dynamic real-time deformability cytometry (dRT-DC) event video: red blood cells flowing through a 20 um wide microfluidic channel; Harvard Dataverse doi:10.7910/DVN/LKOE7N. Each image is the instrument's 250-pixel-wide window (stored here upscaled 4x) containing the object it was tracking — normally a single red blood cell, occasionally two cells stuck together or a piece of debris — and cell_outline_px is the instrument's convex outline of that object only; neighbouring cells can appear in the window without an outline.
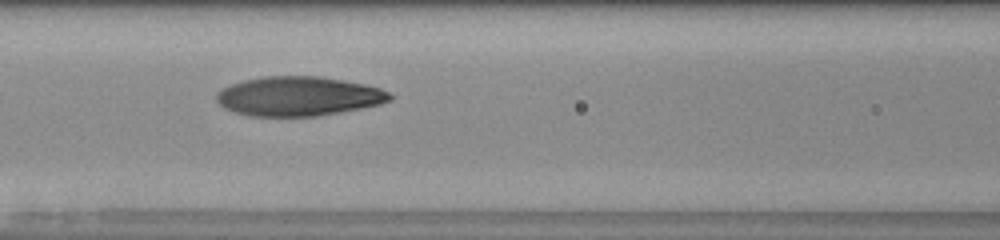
{"species": "human", "species_latin": "Homo sapiens", "temperature_condition": "room temperature", "stored_images_in_passage": 17, "camera_frame_rate_fps": 3000, "um_per_image_px": 0.085, "donor": {"sex": "male"}, "frame": {"image": 1, "passage_image": 8, "time_ms": 2.333, "image_size_px": [1000, 240], "cell_outline_px": [[392, 100], [380, 104], [320, 116], [248, 116], [224, 108], [216, 100], [216, 92], [232, 84], [244, 80], [264, 76], [316, 76], [364, 84], [380, 88], [388, 92], [392, 96]], "centroid_in_image_um": [25.36, 8.19], "position_along_channel_um": 141.2, "area_um2": 39.59}}